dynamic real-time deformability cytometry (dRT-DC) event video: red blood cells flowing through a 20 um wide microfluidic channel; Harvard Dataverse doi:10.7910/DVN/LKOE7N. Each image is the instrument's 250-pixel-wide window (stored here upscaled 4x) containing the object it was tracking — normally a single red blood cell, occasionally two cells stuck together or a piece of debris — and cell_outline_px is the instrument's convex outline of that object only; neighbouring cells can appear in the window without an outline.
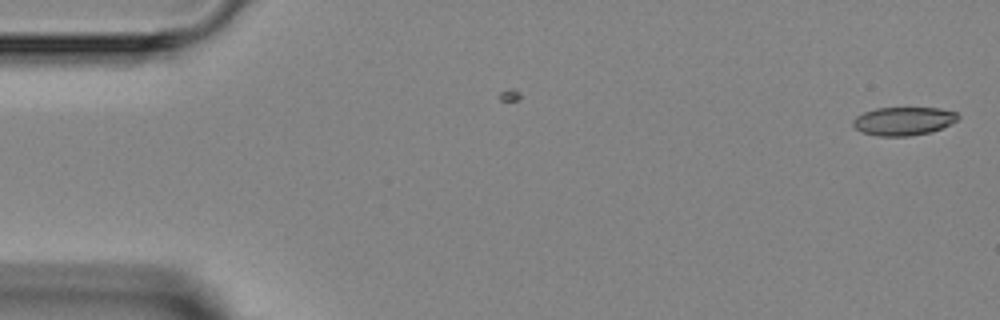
{"species": "Egyptian fruit bat (a non-hibernating species)", "species_latin": "Rousettus aegyptiacus", "temperature_condition": "room temperature", "stored_images_in_passage": 6, "camera_frame_rate_fps": 3000, "um_per_image_px": 0.085, "animal": {"sex": "female"}, "frame": {"image": 1, "passage_image": 1, "time_ms": 0.0, "image_size_px": [1000, 320], "cell_outline_px": [[960, 116], [956, 120], [932, 132], [908, 136], [876, 136], [860, 132], [852, 124], [852, 120], [856, 116], [864, 112], [876, 108], [940, 108], [956, 112]], "centroid_in_image_um": [76.75, 10.29], "position_along_channel_um": 8.2, "area_um2": 17.34}}
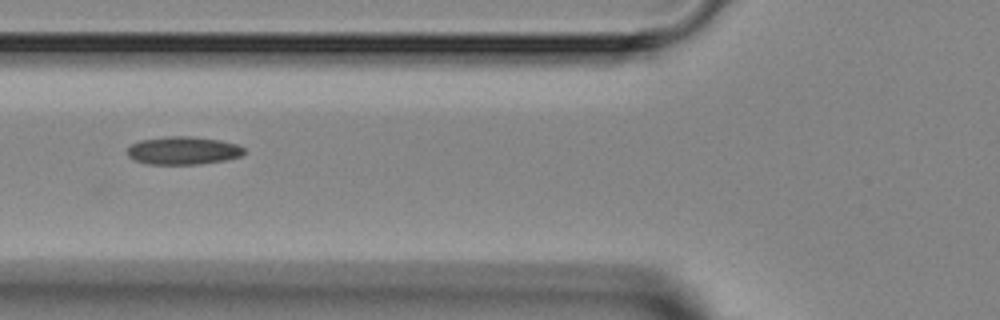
{"frame": {"image": 2, "passage_image": 5, "time_ms": 5.667, "image_size_px": [1000, 320], "cell_outline_px": [[244, 152], [240, 156], [228, 160], [200, 164], [148, 164], [136, 160], [128, 156], [128, 148], [132, 144], [140, 140], [168, 136], [192, 136], [220, 140], [236, 144], [244, 148]], "centroid_in_image_um": [15.58, 12.79], "position_along_channel_um": 110.2, "area_um2": 19.02}}
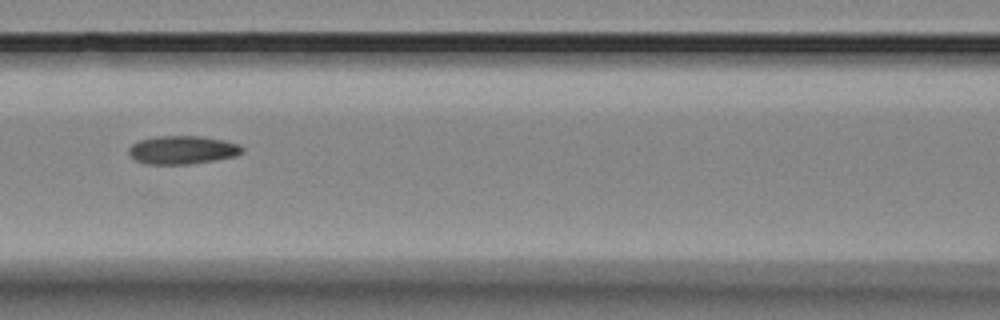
{"frame": {"image": 3, "passage_image": 6, "time_ms": 6.667, "image_size_px": [1000, 320], "cell_outline_px": [[244, 152], [236, 156], [216, 160], [188, 164], [144, 164], [136, 160], [128, 152], [128, 148], [132, 144], [140, 140], [156, 136], [200, 136], [224, 140], [240, 144], [244, 148]], "centroid_in_image_um": [15.54, 12.74], "position_along_channel_um": 151.1, "area_um2": 18.84}}